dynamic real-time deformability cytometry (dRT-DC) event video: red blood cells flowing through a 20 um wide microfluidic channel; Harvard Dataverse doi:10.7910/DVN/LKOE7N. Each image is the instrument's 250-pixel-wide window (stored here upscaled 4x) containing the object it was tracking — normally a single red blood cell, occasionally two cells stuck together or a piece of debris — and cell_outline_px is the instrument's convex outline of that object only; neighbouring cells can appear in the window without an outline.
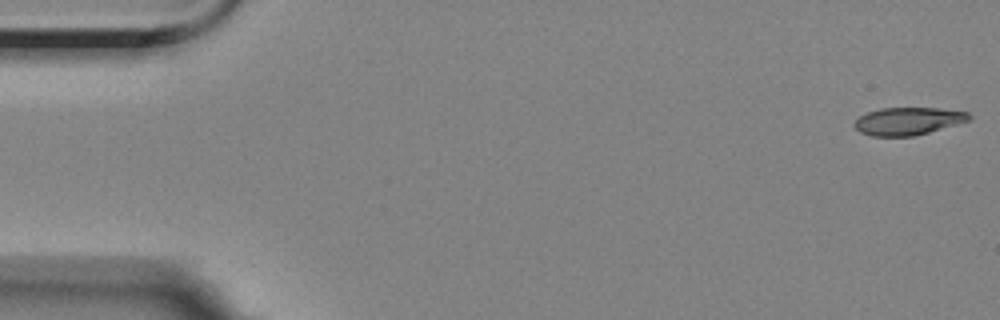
{"species": "Egyptian fruit bat (a non-hibernating species)", "species_latin": "Rousettus aegyptiacus", "temperature_condition": "room temperature", "stored_images_in_passage": 56, "camera_frame_rate_fps": 3000, "um_per_image_px": 0.085, "animal": {"sex": "female"}, "frame": {"image": 1, "passage_image": 1, "time_ms": 0.0, "image_size_px": [1000, 320], "cell_outline_px": [[972, 120], [928, 132], [912, 136], [872, 136], [860, 132], [852, 124], [860, 116], [868, 112], [880, 108], [936, 108], [968, 112], [972, 116]], "centroid_in_image_um": [77.19, 10.29], "position_along_channel_um": 7.8, "area_um2": 18.38}}
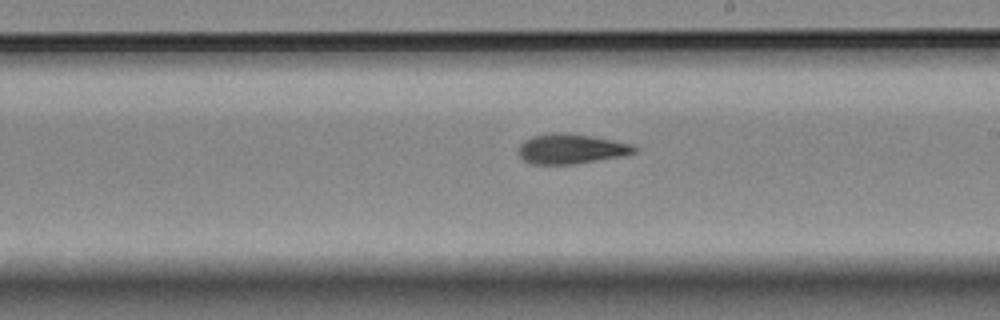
{"frame": {"image": 2, "passage_image": 32, "time_ms": 10.333, "image_size_px": [1000, 320], "cell_outline_px": [[640, 148], [636, 152], [624, 156], [572, 164], [532, 164], [524, 160], [520, 156], [520, 144], [524, 140], [532, 136], [552, 132], [568, 132], [592, 136], [636, 144]], "centroid_in_image_um": [48.62, 12.63], "position_along_channel_um": 240.4, "area_um2": 20.46}}
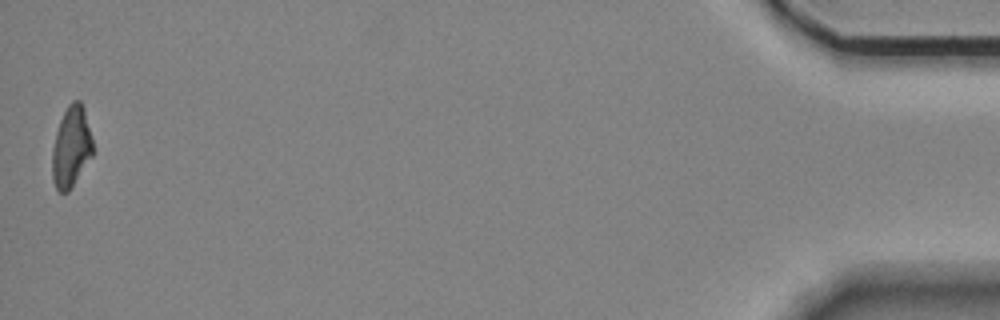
{"frame": {"image": 3, "passage_image": 56, "time_ms": 18.333, "image_size_px": [1000, 320], "cell_outline_px": [[92, 156], [68, 192], [60, 192], [56, 188], [52, 180], [52, 148], [56, 132], [60, 120], [68, 104], [72, 100], [80, 100], [84, 108], [92, 140]], "centroid_in_image_um": [6.03, 12.48], "position_along_channel_um": 429.2, "area_um2": 19.02}, "authors_computed_cell_mechanics": {"area_um2": 19.9121, "velocity_mm_per_s": 3.5138, "shape_relaxation_time_tau1_ms": 5.3957, "shape_relaxation_time_tau2_ms": 4.0346, "deformation_change_tau1": 0.1771, "deformation_change_tau2": 0.1292}}